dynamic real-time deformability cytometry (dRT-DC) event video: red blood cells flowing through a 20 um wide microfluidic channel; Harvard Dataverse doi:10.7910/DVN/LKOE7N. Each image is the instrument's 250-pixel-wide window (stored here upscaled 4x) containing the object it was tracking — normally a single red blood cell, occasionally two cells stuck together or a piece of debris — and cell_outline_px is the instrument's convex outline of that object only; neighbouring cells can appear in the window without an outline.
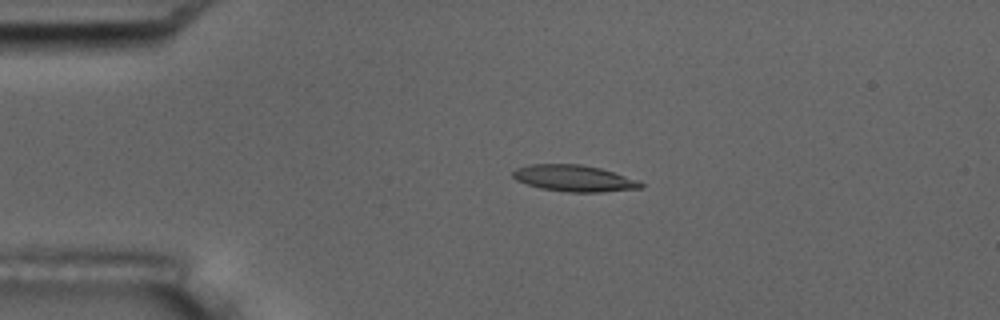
{"species": "common noctule bat (a hibernating species)", "species_latin": "Nyctalus noctula", "temperature_condition": "room temperature", "stored_images_in_passage": 5, "camera_frame_rate_fps": 3000, "um_per_image_px": 0.085, "animal": {"sex": "male", "body_mass_g": 17.5, "forearm_length_mm": 52.3}, "frame": {"image": 1, "passage_image": 4, "time_ms": 3.333, "image_size_px": [1000, 320], "cell_outline_px": [[644, 184], [640, 188], [600, 192], [568, 192], [540, 188], [516, 180], [512, 176], [512, 172], [516, 168], [532, 164], [580, 164], [600, 168], [640, 180]], "centroid_in_image_um": [48.8, 15.15], "position_along_channel_um": 36.2, "area_um2": 19.65}}